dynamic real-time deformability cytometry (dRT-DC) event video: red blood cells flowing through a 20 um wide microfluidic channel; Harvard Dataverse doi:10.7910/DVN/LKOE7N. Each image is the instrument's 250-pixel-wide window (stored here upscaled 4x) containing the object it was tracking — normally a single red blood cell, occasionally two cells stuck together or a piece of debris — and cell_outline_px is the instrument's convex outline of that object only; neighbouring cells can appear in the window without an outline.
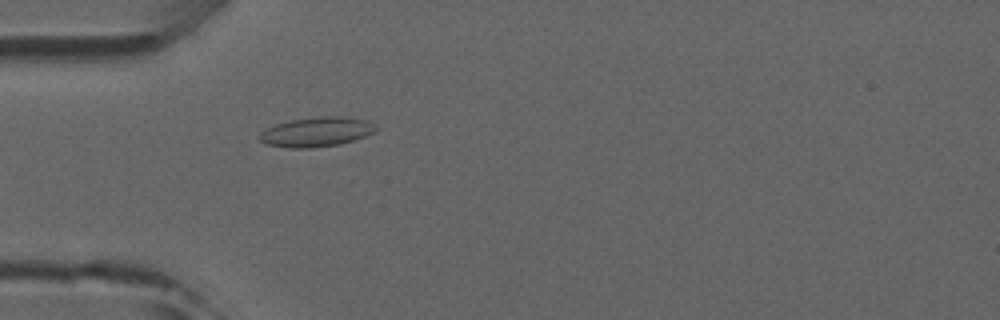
{"species": "common noctule bat (a hibernating species)", "species_latin": "Nyctalus noctula", "temperature_condition": "room temperature", "stored_images_in_passage": 5, "camera_frame_rate_fps": 3000, "um_per_image_px": 0.085, "animal": {"sex": "male", "forearm_length_mm": 52.5}, "frame": {"image": 1, "passage_image": 5, "time_ms": 4.333, "image_size_px": [1000, 320], "cell_outline_px": [[380, 128], [376, 132], [340, 144], [312, 148], [292, 148], [264, 144], [256, 136], [260, 132], [276, 124], [292, 120], [320, 116], [340, 116], [368, 120]], "centroid_in_image_um": [26.91, 11.21], "position_along_channel_um": 58.1, "area_um2": 20.17}}